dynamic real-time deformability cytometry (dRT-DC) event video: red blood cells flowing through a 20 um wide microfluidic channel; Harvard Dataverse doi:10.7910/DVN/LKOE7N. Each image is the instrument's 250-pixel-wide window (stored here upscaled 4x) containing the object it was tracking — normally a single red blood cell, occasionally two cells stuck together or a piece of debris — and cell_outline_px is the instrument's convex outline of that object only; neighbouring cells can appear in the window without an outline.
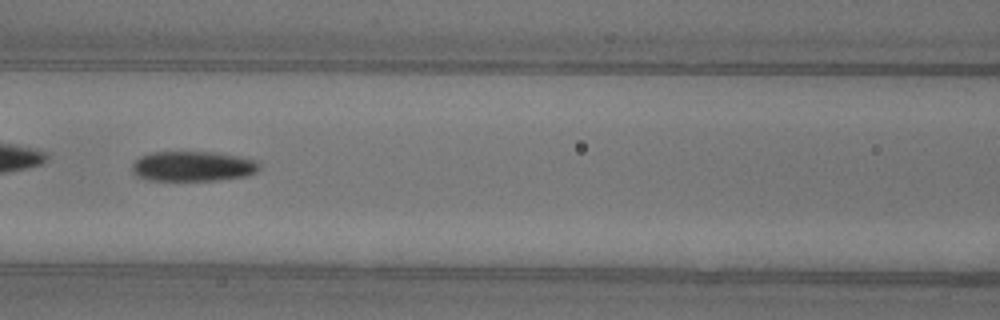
{"species": "common noctule bat (a hibernating species)", "species_latin": "Nyctalus noctula", "temperature_condition": "warm", "stored_images_in_passage": 40, "camera_frame_rate_fps": 3000, "um_per_image_px": 0.085, "animal": {"sex": "female"}, "frame": {"image": 1, "passage_image": 10, "time_ms": 3.0, "image_size_px": [1000, 320], "cell_outline_px": [[260, 168], [256, 172], [248, 176], [216, 180], [148, 180], [136, 176], [132, 172], [132, 164], [140, 156], [152, 152], [212, 152], [236, 156], [256, 160], [260, 164]], "centroid_in_image_um": [16.38, 14.14], "position_along_channel_um": 150.2, "area_um2": 22.31}, "authors_computed_cell_mechanics": {"area_um2": 22.1085, "velocity_mm_per_s": 3.9815, "shape_relaxation_time_tau1_ms": 4.3647, "shape_relaxation_time_tau2_ms": 7.3885, "deformation_change_tau1": 0.1602, "deformation_change_tau2": 0.1441}}